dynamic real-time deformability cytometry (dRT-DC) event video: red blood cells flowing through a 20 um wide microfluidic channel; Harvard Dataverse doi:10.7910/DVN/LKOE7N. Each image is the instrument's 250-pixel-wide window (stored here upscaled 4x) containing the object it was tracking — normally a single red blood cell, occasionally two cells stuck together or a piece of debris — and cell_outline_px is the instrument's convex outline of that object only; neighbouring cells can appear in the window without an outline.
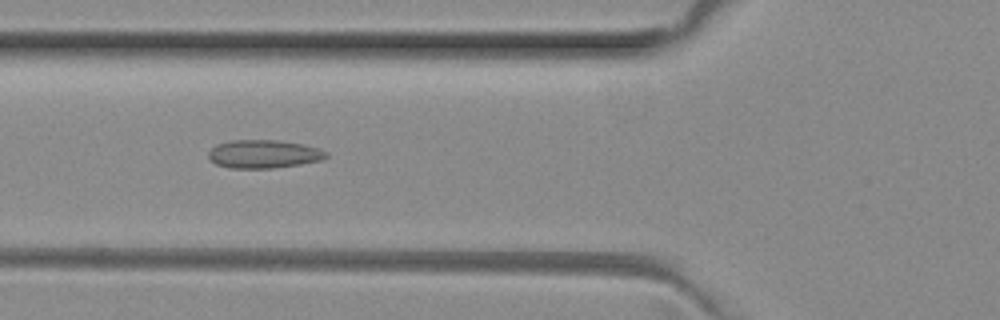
{"species": "common noctule bat (a hibernating species)", "species_latin": "Nyctalus noctula", "temperature_condition": "room temperature", "stored_images_in_passage": 8, "camera_frame_rate_fps": 3000, "um_per_image_px": 0.085, "animal": {"sex": "female", "body_mass_g": 29.2, "forearm_length_mm": 56.3}, "frame": {"image": 1, "passage_image": 6, "time_ms": 1.667, "image_size_px": [1000, 320], "cell_outline_px": [[328, 156], [324, 160], [300, 164], [272, 168], [228, 168], [216, 164], [208, 156], [208, 152], [216, 144], [232, 140], [276, 140], [304, 144], [328, 152]], "centroid_in_image_um": [22.42, 13.09], "position_along_channel_um": 103.4, "area_um2": 19.42}}
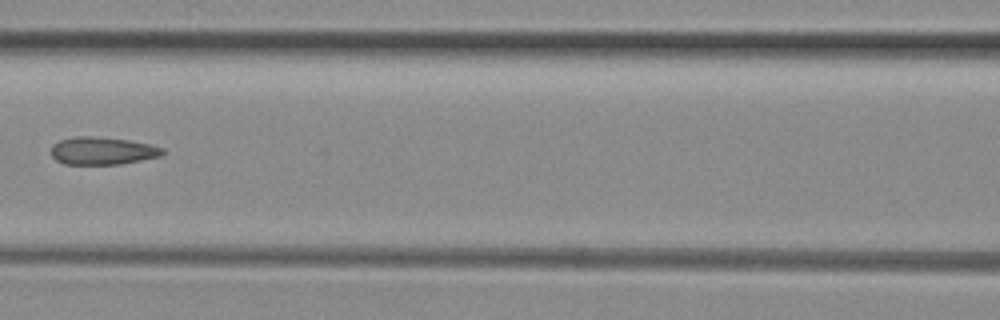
{"frame": {"image": 2, "passage_image": 7, "time_ms": 2.0, "image_size_px": [1000, 320], "cell_outline_px": [[164, 152], [160, 156], [120, 164], [64, 164], [56, 160], [52, 156], [52, 144], [60, 140], [80, 136], [88, 136], [128, 140], [148, 144], [164, 148]], "centroid_in_image_um": [8.69, 12.82], "position_along_channel_um": 157.9, "area_um2": 17.69}}
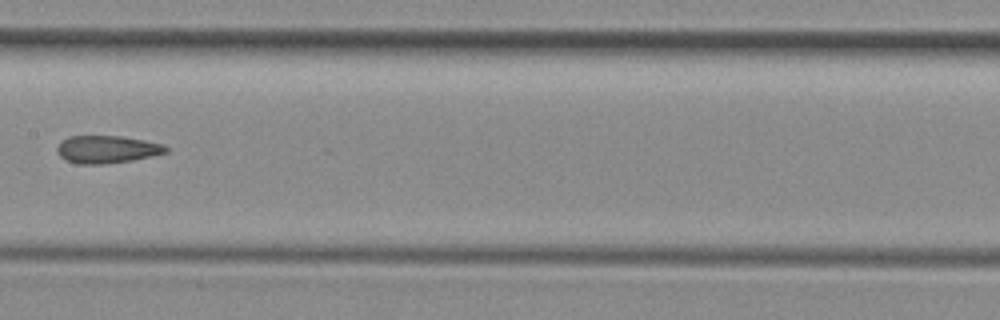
{"frame": {"image": 3, "passage_image": 8, "time_ms": 2.333, "image_size_px": [1000, 320], "cell_outline_px": [[168, 152], [152, 156], [132, 160], [100, 164], [76, 164], [60, 156], [56, 152], [56, 148], [60, 140], [68, 136], [124, 136], [164, 144], [168, 148]], "centroid_in_image_um": [9.08, 12.68], "position_along_channel_um": 198.3, "area_um2": 17.63}}